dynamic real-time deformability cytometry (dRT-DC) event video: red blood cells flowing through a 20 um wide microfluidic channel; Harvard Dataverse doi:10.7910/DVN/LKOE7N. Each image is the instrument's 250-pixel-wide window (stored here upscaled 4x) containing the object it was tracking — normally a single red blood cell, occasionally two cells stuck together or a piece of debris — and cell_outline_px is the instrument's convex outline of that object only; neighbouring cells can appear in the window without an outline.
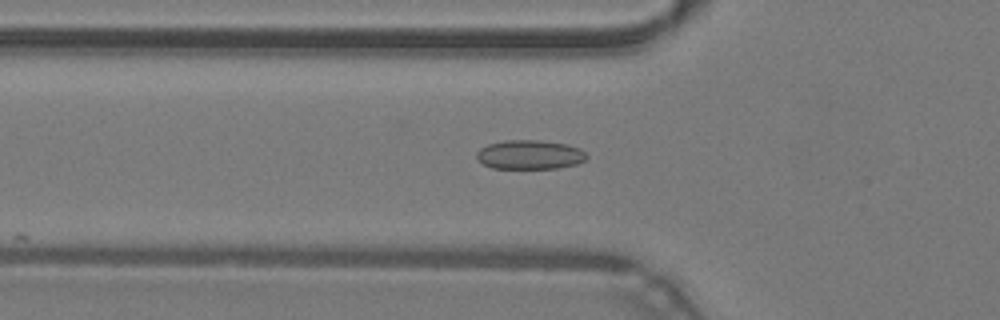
{"species": "common noctule bat (a hibernating species)", "species_latin": "Nyctalus noctula", "temperature_condition": "warm", "stored_images_in_passage": 16, "camera_frame_rate_fps": 3000, "um_per_image_px": 0.085, "animal": {"sex": "male", "body_mass_g": 19.2, "forearm_length_mm": 51.8}, "frame": {"image": 1, "passage_image": 7, "time_ms": 2.0, "image_size_px": [1000, 320], "cell_outline_px": [[588, 156], [584, 160], [576, 164], [556, 168], [492, 168], [484, 164], [476, 156], [476, 152], [480, 148], [488, 144], [504, 140], [540, 140], [568, 144], [580, 148]], "centroid_in_image_um": [45.03, 13.13], "position_along_channel_um": 80.8, "area_um2": 18.67}}
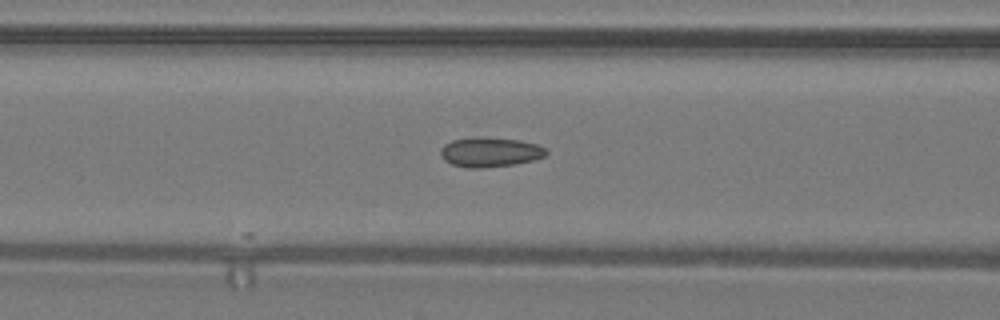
{"frame": {"image": 2, "passage_image": 10, "time_ms": 3.0, "image_size_px": [1000, 320], "cell_outline_px": [[548, 152], [544, 156], [532, 160], [516, 164], [480, 168], [468, 168], [452, 164], [444, 160], [440, 152], [440, 148], [444, 144], [452, 140], [476, 136], [480, 136], [520, 140], [536, 144], [544, 148]], "centroid_in_image_um": [41.62, 12.92], "position_along_channel_um": 125.0, "area_um2": 18.32}}
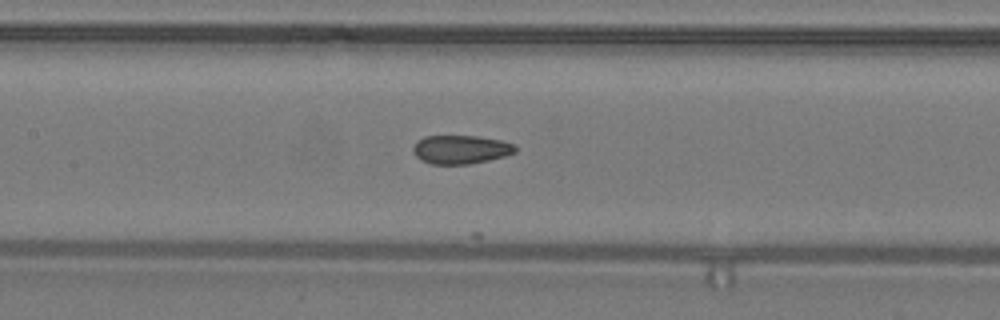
{"frame": {"image": 3, "passage_image": 13, "time_ms": 4.0, "image_size_px": [1000, 320], "cell_outline_px": [[516, 152], [504, 156], [488, 160], [468, 164], [432, 164], [420, 160], [412, 152], [412, 148], [416, 140], [424, 136], [476, 136], [500, 140], [512, 144], [516, 148]], "centroid_in_image_um": [39.1, 12.7], "position_along_channel_um": 168.3, "area_um2": 17.05}}